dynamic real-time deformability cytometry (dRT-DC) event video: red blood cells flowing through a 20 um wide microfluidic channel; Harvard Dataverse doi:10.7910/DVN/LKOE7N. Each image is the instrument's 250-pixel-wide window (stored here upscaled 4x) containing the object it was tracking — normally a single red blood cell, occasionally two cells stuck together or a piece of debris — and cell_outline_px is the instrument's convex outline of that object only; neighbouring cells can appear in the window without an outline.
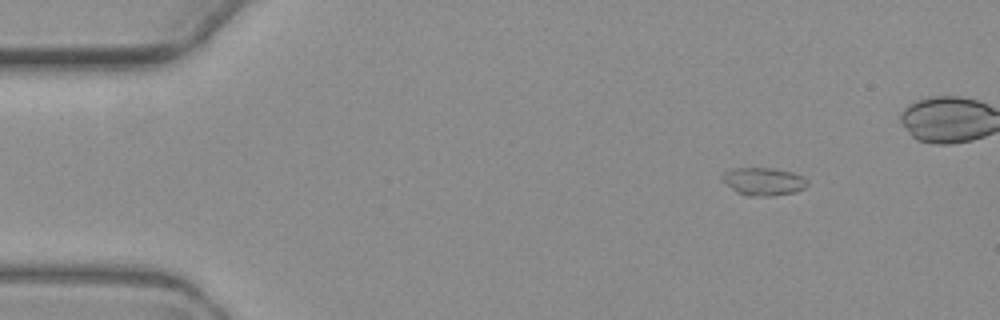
{"species": "common noctule bat (a hibernating species)", "species_latin": "Nyctalus noctula", "temperature_condition": "warm", "stored_images_in_passage": 4, "segment_of_instrument_passage": [1, 2], "camera_frame_rate_fps": 3000, "um_per_image_px": 0.085, "animal": {"sex": "female", "body_mass_g": 19.3, "forearm_length_mm": 54.1}, "frame": {"image": 1, "passage_image": 1, "time_ms": 0.0, "image_size_px": [1000, 320], "cell_outline_px": [[808, 184], [804, 188], [796, 192], [772, 196], [748, 196], [736, 192], [720, 180], [720, 176], [724, 172], [736, 168], [772, 168], [792, 172], [804, 176], [808, 180]], "centroid_in_image_um": [64.89, 15.43], "position_along_channel_um": 20.1, "area_um2": 14.05}}